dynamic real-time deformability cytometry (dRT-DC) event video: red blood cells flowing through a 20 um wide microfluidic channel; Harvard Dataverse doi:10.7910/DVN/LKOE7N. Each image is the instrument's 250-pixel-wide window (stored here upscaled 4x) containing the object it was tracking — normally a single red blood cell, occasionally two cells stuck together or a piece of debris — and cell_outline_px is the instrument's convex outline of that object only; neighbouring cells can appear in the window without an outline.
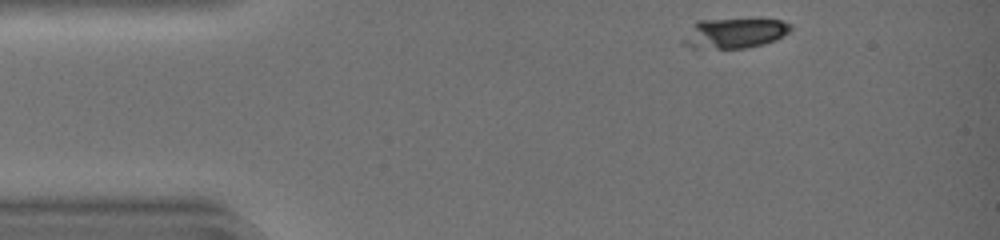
{"species": "common noctule bat (a hibernating species)", "species_latin": "Nyctalus noctula", "temperature_condition": "warm", "stored_images_in_passage": 8, "camera_frame_rate_fps": 3000, "um_per_image_px": 0.085, "animal": {"sex": "female", "body_mass_g": 19.0, "forearm_length_mm": 51.5}, "frame": {"image": 1, "passage_image": 1, "time_ms": 0.0, "image_size_px": [1000, 240], "cell_outline_px": [[792, 28], [784, 36], [776, 40], [764, 44], [744, 48], [688, 48], [680, 44], [680, 40], [696, 20], [780, 20], [792, 24]], "centroid_in_image_um": [62.37, 2.84], "position_along_channel_um": 22.6, "area_um2": 18.9}}